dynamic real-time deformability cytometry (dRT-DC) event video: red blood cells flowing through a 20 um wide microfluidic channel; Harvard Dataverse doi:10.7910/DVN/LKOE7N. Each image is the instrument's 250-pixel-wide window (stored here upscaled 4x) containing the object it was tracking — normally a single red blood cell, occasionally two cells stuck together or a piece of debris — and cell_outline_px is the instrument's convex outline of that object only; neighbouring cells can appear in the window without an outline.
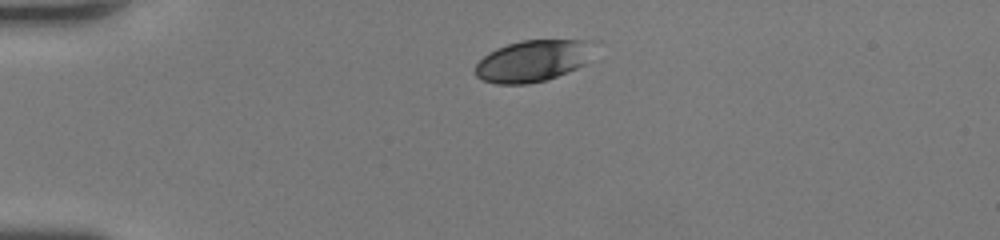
{"species": "human", "species_latin": "Homo sapiens", "temperature_condition": "room temperature", "stored_images_in_passage": 39, "camera_frame_rate_fps": 3000, "um_per_image_px": 0.085, "donor": {"sex": "female"}, "frame": {"image": 1, "passage_image": 1, "time_ms": 0.0, "image_size_px": [1000, 240], "cell_outline_px": [[600, 40], [584, 64], [576, 68], [556, 76], [544, 80], [528, 84], [496, 84], [484, 80], [476, 76], [476, 64], [488, 52], [496, 48], [520, 40]], "centroid_in_image_um": [45.33, 5.15], "position_along_channel_um": 39.7, "area_um2": 28.84}}
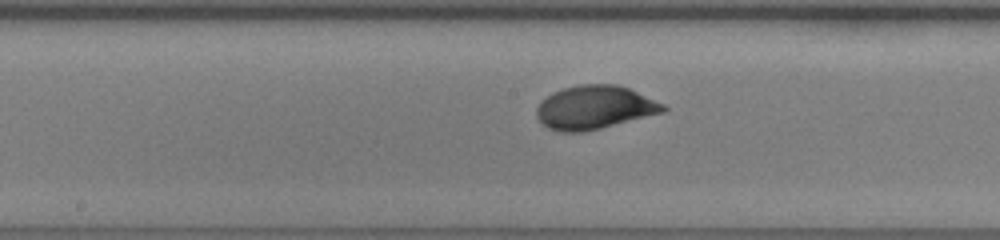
{"frame": {"image": 2, "passage_image": 16, "time_ms": 5.0, "image_size_px": [1000, 240], "cell_outline_px": [[668, 108], [664, 112], [584, 132], [560, 132], [548, 128], [536, 116], [536, 108], [540, 100], [552, 92], [564, 88], [580, 84], [616, 84], [628, 88], [664, 104]], "centroid_in_image_um": [50.5, 9.13], "position_along_channel_um": 197.7, "area_um2": 32.02}}
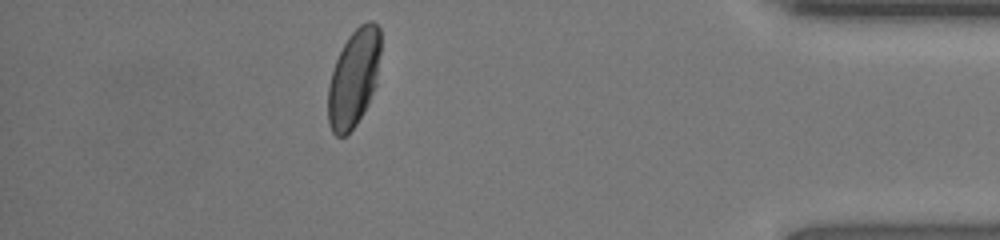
{"frame": {"image": 3, "passage_image": 34, "time_ms": 11.0, "image_size_px": [1000, 240], "cell_outline_px": [[380, 52], [376, 84], [368, 104], [364, 112], [356, 124], [344, 136], [336, 136], [332, 132], [328, 124], [328, 88], [332, 72], [336, 60], [348, 36], [360, 24], [368, 20], [372, 20], [380, 28]], "centroid_in_image_um": [30.07, 6.63], "position_along_channel_um": 405.1, "area_um2": 29.82}, "authors_computed_cell_mechanics": {"area_um2": 30.8652, "velocity_mm_per_s": 4.1158, "shape_relaxation_time_tau1_ms": 2.4982, "shape_relaxation_time_tau2_ms": null, "deformation_change_tau1": 0.1349, "deformation_change_tau2": null}}